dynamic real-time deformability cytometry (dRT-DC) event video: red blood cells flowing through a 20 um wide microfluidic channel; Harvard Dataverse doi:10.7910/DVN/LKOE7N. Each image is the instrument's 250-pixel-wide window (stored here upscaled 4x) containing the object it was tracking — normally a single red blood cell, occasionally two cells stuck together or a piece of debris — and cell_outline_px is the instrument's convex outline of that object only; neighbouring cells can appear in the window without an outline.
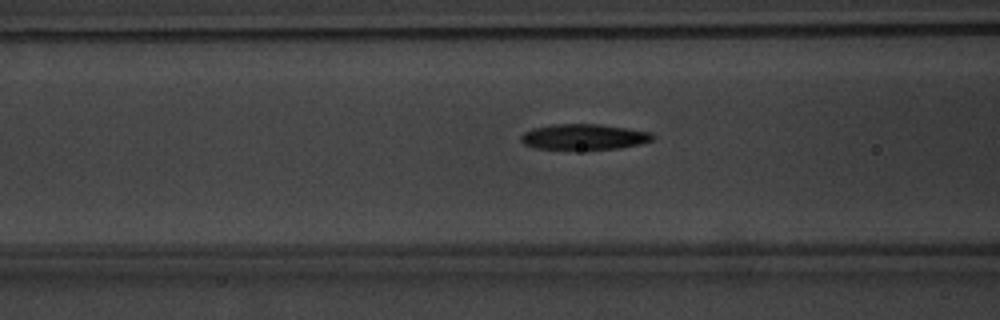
{"species": "common noctule bat (a hibernating species)", "species_latin": "Nyctalus noctula", "temperature_condition": "warm", "stored_images_in_passage": 53, "camera_frame_rate_fps": 3000, "um_per_image_px": 0.085, "animal": {"sex": "male", "body_mass_g": 20.1, "forearm_length_mm": 53.5}, "frame": {"image": 1, "passage_image": 23, "time_ms": 7.333, "image_size_px": [1000, 320], "cell_outline_px": [[656, 136], [652, 140], [640, 144], [616, 148], [532, 148], [524, 144], [520, 140], [520, 136], [524, 132], [532, 128], [552, 124], [600, 124], [652, 132]], "centroid_in_image_um": [49.62, 11.61], "position_along_channel_um": 117.0, "area_um2": 19.42}}
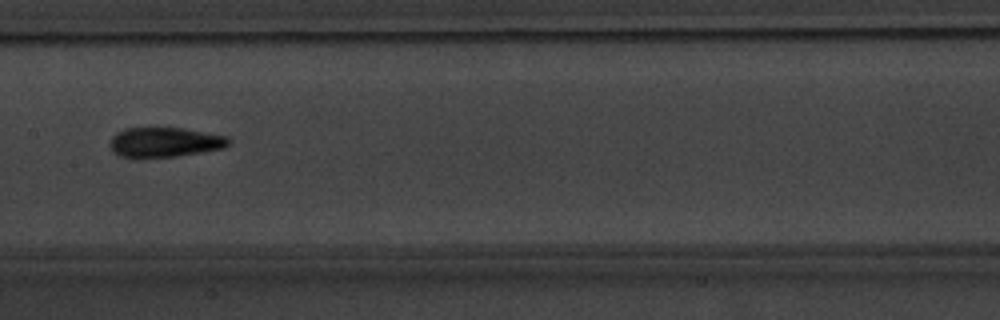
{"frame": {"image": 2, "passage_image": 29, "time_ms": 9.333, "image_size_px": [1000, 320], "cell_outline_px": [[232, 144], [224, 148], [176, 156], [120, 156], [112, 152], [108, 144], [112, 136], [116, 132], [124, 128], [184, 128], [228, 136]], "centroid_in_image_um": [14.01, 12.06], "position_along_channel_um": 193.4, "area_um2": 20.52}}
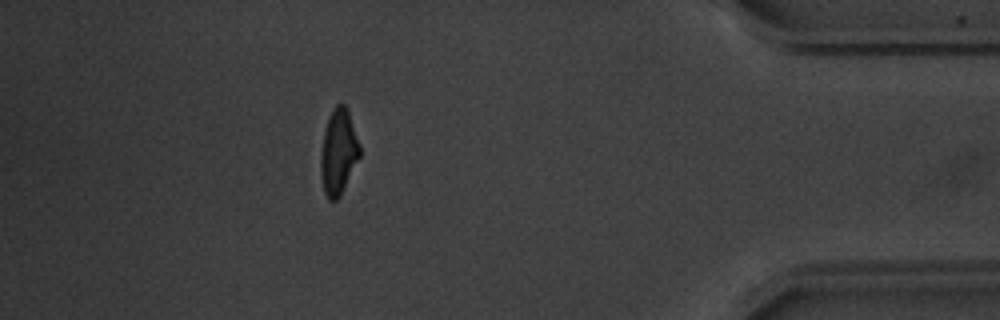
{"frame": {"image": 3, "passage_image": 49, "time_ms": 16.0, "image_size_px": [1000, 320], "cell_outline_px": [[360, 156], [340, 196], [336, 200], [328, 200], [324, 192], [320, 176], [320, 156], [324, 132], [332, 108], [336, 104], [344, 104], [348, 112], [360, 144]], "centroid_in_image_um": [28.75, 12.94], "position_along_channel_um": 406.4, "area_um2": 19.31}}